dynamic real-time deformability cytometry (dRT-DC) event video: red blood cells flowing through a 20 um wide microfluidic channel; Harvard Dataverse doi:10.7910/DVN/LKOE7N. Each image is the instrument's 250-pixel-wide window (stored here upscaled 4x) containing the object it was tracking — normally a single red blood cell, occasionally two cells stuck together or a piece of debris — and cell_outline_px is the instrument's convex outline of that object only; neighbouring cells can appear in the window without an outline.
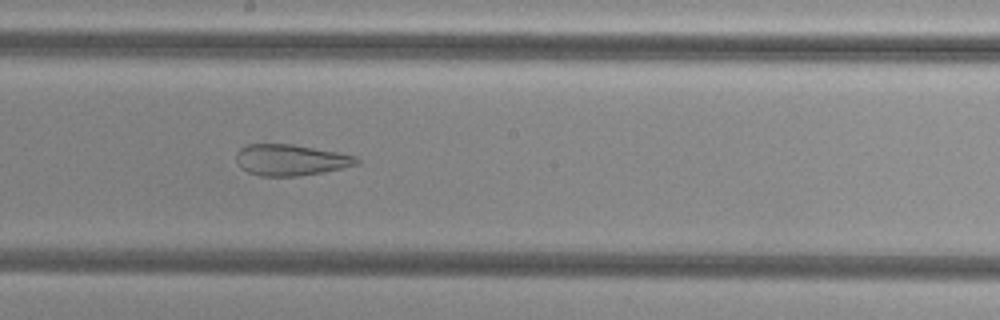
{"species": "common noctule bat (a hibernating species)", "species_latin": "Nyctalus noctula", "temperature_condition": "cold", "stored_images_in_passage": 52, "camera_frame_rate_fps": 3000, "um_per_image_px": 0.085, "animal": {"sex": "female", "body_mass_g": 29.2, "forearm_length_mm": 56.3}, "frame": {"image": 1, "passage_image": 28, "time_ms": 9.0, "image_size_px": [1000, 320], "cell_outline_px": [[360, 164], [324, 172], [296, 176], [260, 176], [248, 172], [240, 168], [236, 160], [236, 152], [240, 148], [248, 144], [292, 144], [336, 152], [356, 156], [360, 160]], "centroid_in_image_um": [24.69, 13.6], "position_along_channel_um": 223.5, "area_um2": 21.91}}
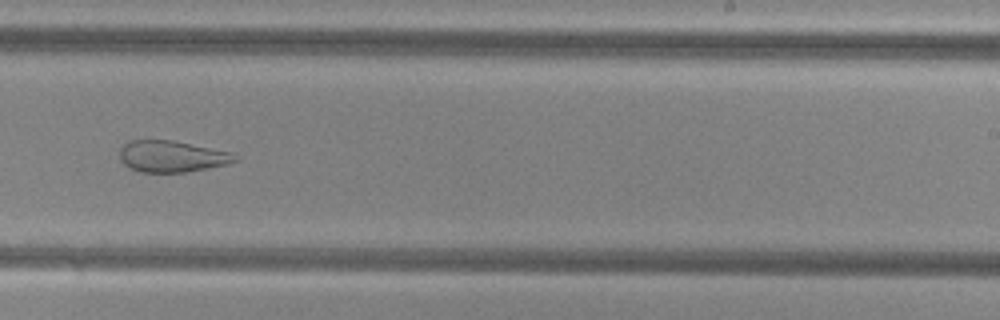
{"frame": {"image": 2, "passage_image": 32, "time_ms": 10.333, "image_size_px": [1000, 320], "cell_outline_px": [[240, 160], [228, 164], [184, 172], [140, 172], [124, 164], [120, 160], [120, 148], [128, 140], [172, 140], [232, 152], [240, 156]], "centroid_in_image_um": [14.64, 13.28], "position_along_channel_um": 274.4, "area_um2": 21.21}}
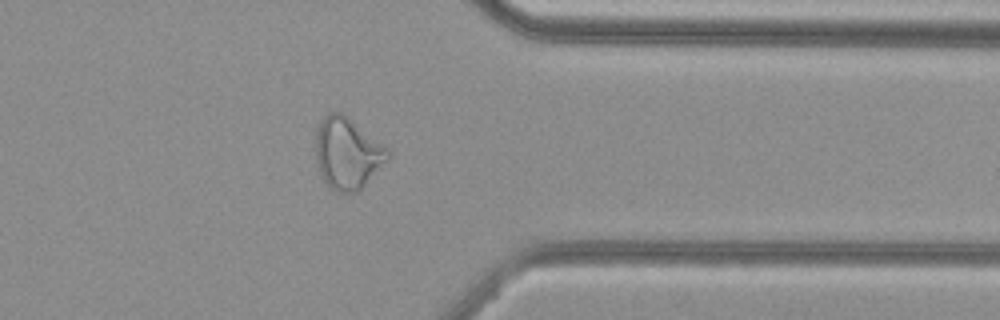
{"frame": {"image": 3, "passage_image": 41, "time_ms": 13.333, "image_size_px": [1000, 320], "cell_outline_px": [[392, 156], [356, 192], [336, 192], [328, 188], [320, 176], [316, 160], [316, 128], [320, 120], [328, 112], [344, 112], [384, 144], [392, 152]], "centroid_in_image_um": [29.52, 13.0], "position_along_channel_um": 381.9, "area_um2": 30.58}}